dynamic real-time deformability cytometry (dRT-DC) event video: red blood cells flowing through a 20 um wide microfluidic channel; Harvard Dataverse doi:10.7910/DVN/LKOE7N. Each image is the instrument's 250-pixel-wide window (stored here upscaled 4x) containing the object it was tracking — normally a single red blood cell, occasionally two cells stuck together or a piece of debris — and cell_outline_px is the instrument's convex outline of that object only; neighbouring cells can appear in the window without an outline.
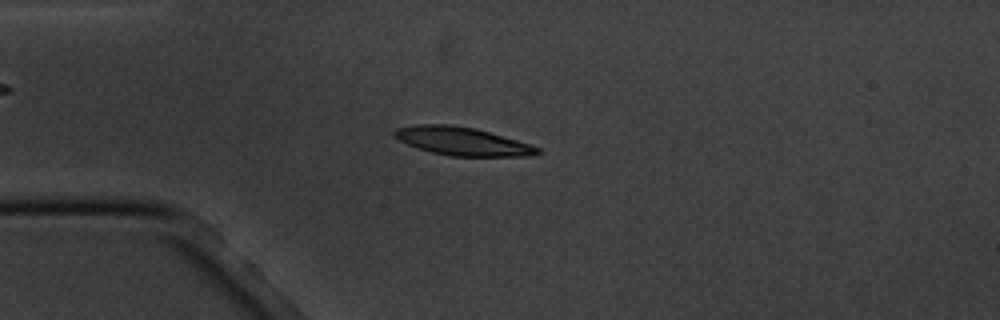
{"species": "common noctule bat (a hibernating species)", "species_latin": "Nyctalus noctula", "temperature_condition": "cold", "stored_images_in_passage": 4, "camera_frame_rate_fps": 3000, "um_per_image_px": 0.085, "animal": {"sex": "male", "body_mass_g": 20.1, "forearm_length_mm": 53.5}, "frame": {"image": 1, "passage_image": 4, "time_ms": 3.333, "image_size_px": [1000, 320], "cell_outline_px": [[540, 152], [532, 156], [452, 156], [432, 152], [408, 144], [392, 136], [392, 132], [396, 128], [416, 124], [452, 124], [476, 128], [516, 140], [540, 148]], "centroid_in_image_um": [39.26, 11.99], "position_along_channel_um": 45.7, "area_um2": 23.41}}